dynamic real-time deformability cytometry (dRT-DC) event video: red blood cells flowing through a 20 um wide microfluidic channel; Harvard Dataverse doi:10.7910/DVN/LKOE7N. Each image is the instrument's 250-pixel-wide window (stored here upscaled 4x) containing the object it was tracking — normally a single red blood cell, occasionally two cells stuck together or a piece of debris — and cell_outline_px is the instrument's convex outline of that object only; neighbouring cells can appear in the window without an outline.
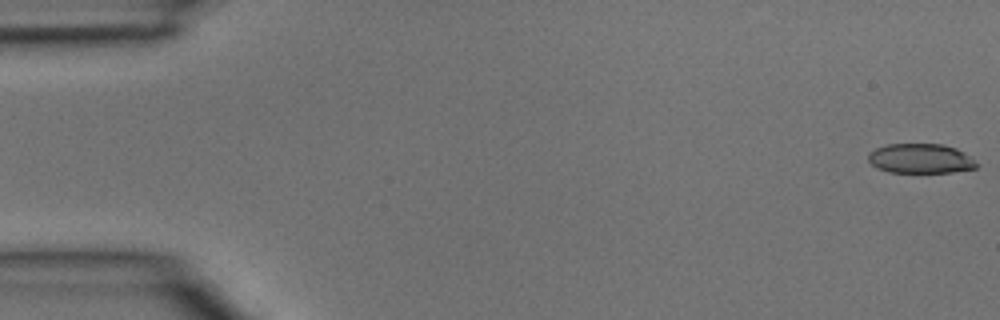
{"species": "common noctule bat (a hibernating species)", "species_latin": "Nyctalus noctula", "temperature_condition": "room temperature", "stored_images_in_passage": 4, "camera_frame_rate_fps": 3000, "um_per_image_px": 0.085, "animal": {"sex": "male", "body_mass_g": 15.6}, "frame": {"image": 1, "passage_image": 1, "time_ms": 0.0, "image_size_px": [1000, 320], "cell_outline_px": [[980, 164], [976, 168], [952, 172], [888, 172], [876, 168], [868, 160], [868, 152], [876, 148], [888, 144], [944, 144], [956, 148]], "centroid_in_image_um": [78.23, 13.48], "position_along_channel_um": 6.8, "area_um2": 18.73}}
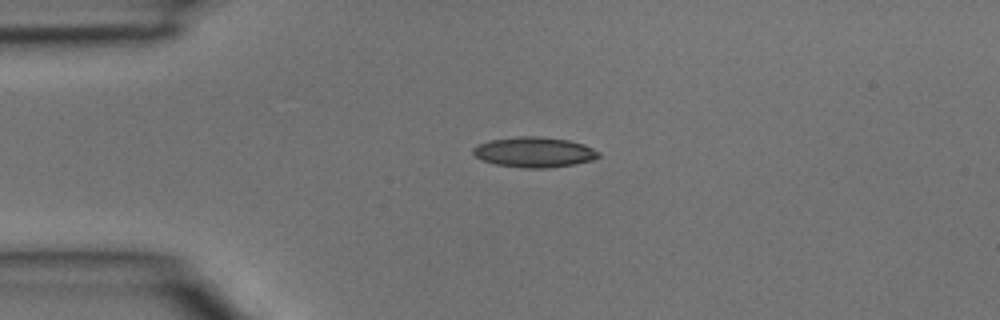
{"frame": {"image": 2, "passage_image": 3, "time_ms": 0.667, "image_size_px": [1000, 320], "cell_outline_px": [[600, 156], [592, 160], [572, 164], [548, 168], [524, 168], [496, 164], [480, 160], [472, 152], [472, 148], [476, 144], [492, 140], [520, 136], [536, 136], [568, 140], [584, 144], [600, 152]], "centroid_in_image_um": [45.38, 12.93], "position_along_channel_um": 39.6, "area_um2": 22.08}}
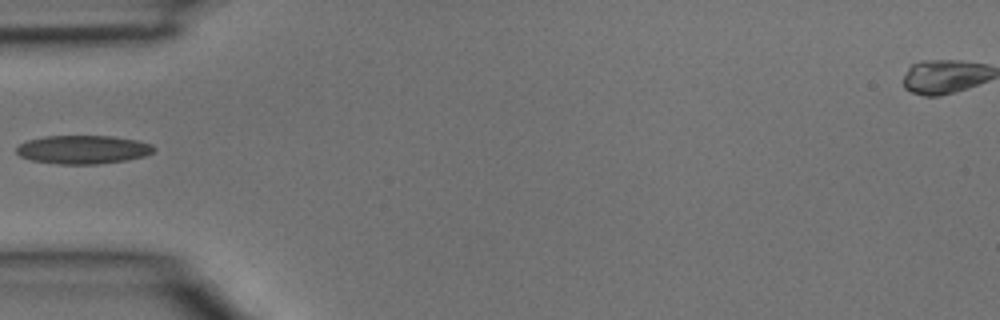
{"frame": {"image": 3, "passage_image": 4, "time_ms": 1.0, "image_size_px": [1000, 320], "cell_outline_px": [[156, 148], [152, 152], [144, 156], [128, 160], [96, 164], [56, 164], [32, 160], [20, 156], [16, 152], [16, 148], [20, 144], [28, 140], [44, 136], [112, 136], [136, 140], [152, 144]], "centroid_in_image_um": [7.06, 12.71], "position_along_channel_um": 77.9, "area_um2": 22.83}}